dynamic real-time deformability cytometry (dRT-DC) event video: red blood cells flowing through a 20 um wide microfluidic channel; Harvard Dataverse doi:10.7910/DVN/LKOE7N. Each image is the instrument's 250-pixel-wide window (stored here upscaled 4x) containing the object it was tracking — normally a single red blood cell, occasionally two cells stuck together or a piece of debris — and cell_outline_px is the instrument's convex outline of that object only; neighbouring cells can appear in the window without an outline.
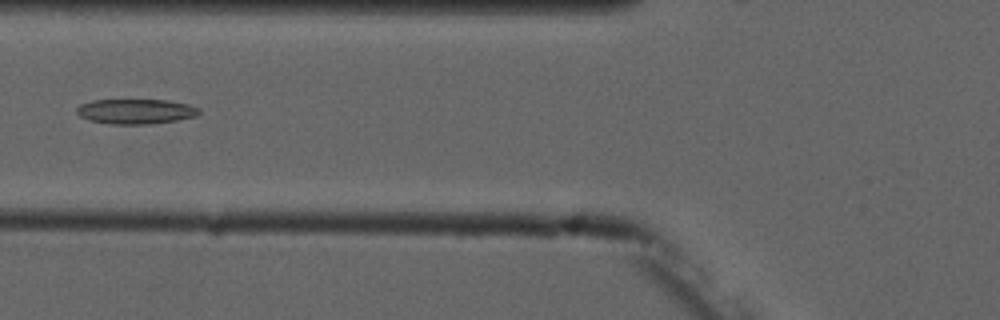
{"species": "common noctule bat (a hibernating species)", "species_latin": "Nyctalus noctula", "temperature_condition": "cold", "stored_images_in_passage": 3, "camera_frame_rate_fps": 3000, "um_per_image_px": 0.085, "animal": {"sex": "male", "forearm_length_mm": 52.5}, "frame": {"image": 1, "passage_image": 3, "time_ms": 2.333, "image_size_px": [1000, 320], "cell_outline_px": [[200, 112], [196, 116], [176, 120], [152, 124], [112, 124], [88, 120], [80, 116], [76, 112], [76, 108], [80, 104], [92, 100], [168, 100], [188, 104], [200, 108]], "centroid_in_image_um": [11.53, 9.47], "position_along_channel_um": 114.3, "area_um2": 17.86}}